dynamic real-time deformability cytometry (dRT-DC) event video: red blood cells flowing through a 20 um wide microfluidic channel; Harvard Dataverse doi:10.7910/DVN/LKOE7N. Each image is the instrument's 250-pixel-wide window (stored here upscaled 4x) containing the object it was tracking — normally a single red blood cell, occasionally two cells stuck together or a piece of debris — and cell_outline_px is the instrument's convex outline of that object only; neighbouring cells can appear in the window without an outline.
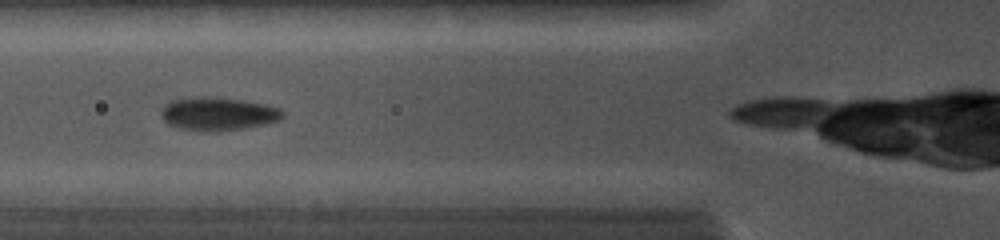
{"species": "common noctule bat (a hibernating species)", "species_latin": "Nyctalus noctula", "temperature_condition": "cold", "stored_images_in_passage": 4, "camera_frame_rate_fps": 5000, "um_per_image_px": 0.085, "animal": {"sex": "female", "body_mass_g": 19.0, "forearm_length_mm": 56.7}, "frame": {"image": 1, "passage_image": 3, "time_ms": 1.6, "image_size_px": [1000, 240], "cell_outline_px": [[284, 116], [280, 120], [268, 124], [220, 132], [216, 132], [180, 128], [168, 124], [160, 116], [160, 108], [164, 104], [172, 100], [196, 96], [212, 96], [244, 100], [264, 104], [280, 108], [284, 112]], "centroid_in_image_um": [18.53, 9.67], "position_along_channel_um": 107.3, "area_um2": 23.99}}